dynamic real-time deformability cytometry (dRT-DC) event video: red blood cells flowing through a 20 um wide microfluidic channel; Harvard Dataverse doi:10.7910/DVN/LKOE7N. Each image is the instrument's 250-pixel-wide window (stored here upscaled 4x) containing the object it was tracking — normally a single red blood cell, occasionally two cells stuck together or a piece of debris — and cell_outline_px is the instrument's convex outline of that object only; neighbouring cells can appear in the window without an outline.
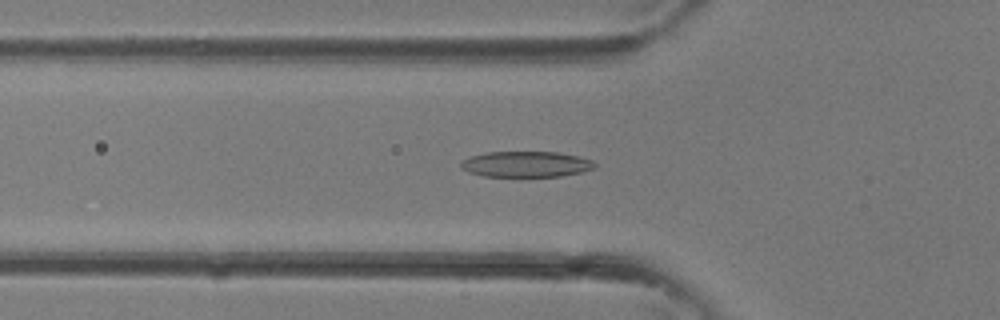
{"species": "common noctule bat (a hibernating species)", "species_latin": "Nyctalus noctula", "temperature_condition": "room temperature", "stored_images_in_passage": 27, "camera_frame_rate_fps": 3000, "um_per_image_px": 0.085, "animal": {"sex": "female"}, "frame": {"image": 1, "passage_image": 5, "time_ms": 1.333, "image_size_px": [1000, 320], "cell_outline_px": [[596, 168], [584, 172], [560, 176], [484, 176], [468, 172], [460, 168], [460, 164], [468, 156], [488, 152], [560, 152], [580, 156], [592, 160], [596, 164]], "centroid_in_image_um": [44.75, 13.95], "position_along_channel_um": 81.1, "area_um2": 20.29}}
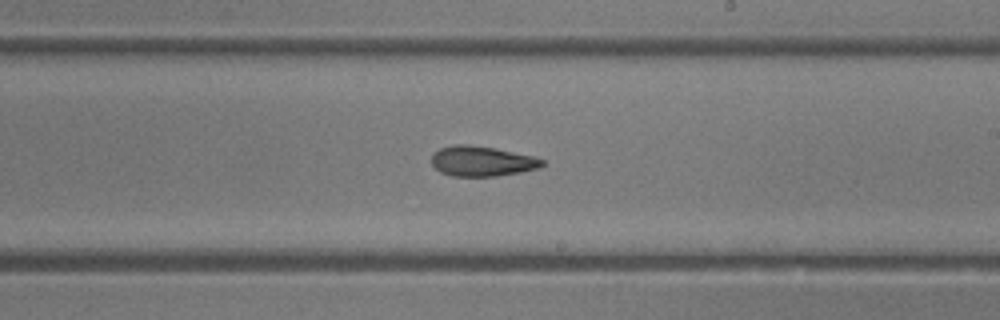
{"frame": {"image": 2, "passage_image": 14, "time_ms": 4.333, "image_size_px": [1000, 320], "cell_outline_px": [[544, 164], [540, 168], [520, 172], [496, 176], [452, 176], [440, 172], [432, 164], [432, 156], [440, 148], [452, 144], [468, 144], [496, 148], [536, 156], [544, 160]], "centroid_in_image_um": [41.0, 13.69], "position_along_channel_um": 248.0, "area_um2": 19.59}}
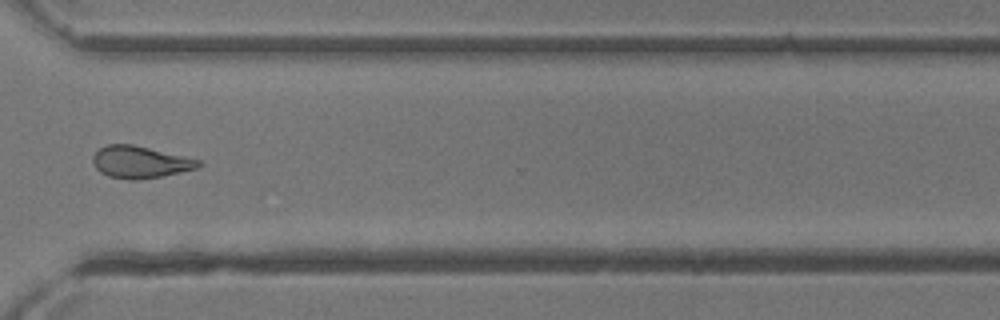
{"frame": {"image": 3, "passage_image": 20, "time_ms": 6.333, "image_size_px": [1000, 320], "cell_outline_px": [[204, 164], [196, 168], [180, 172], [160, 176], [136, 180], [128, 180], [108, 176], [100, 172], [96, 168], [92, 160], [92, 156], [100, 148], [108, 144], [132, 144], [184, 156], [200, 160]], "centroid_in_image_um": [11.89, 13.78], "position_along_channel_um": 358.7, "area_um2": 19.59}}